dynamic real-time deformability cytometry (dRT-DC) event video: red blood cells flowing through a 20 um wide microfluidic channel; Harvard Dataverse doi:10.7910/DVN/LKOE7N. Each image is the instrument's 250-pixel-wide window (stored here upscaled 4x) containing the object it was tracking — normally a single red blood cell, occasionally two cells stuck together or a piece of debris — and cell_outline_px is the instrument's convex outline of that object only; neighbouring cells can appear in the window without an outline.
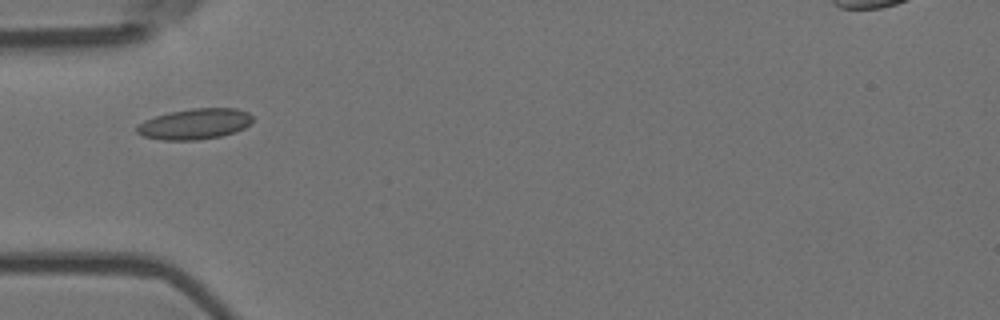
{"species": "Egyptian fruit bat (a non-hibernating species)", "species_latin": "Rousettus aegyptiacus", "temperature_condition": "room temperature", "stored_images_in_passage": 7, "camera_frame_rate_fps": 3000, "um_per_image_px": 0.085, "animal": {"sex": "female"}, "frame": {"image": 1, "passage_image": 4, "time_ms": 1.0, "image_size_px": [1000, 320], "cell_outline_px": [[252, 120], [244, 128], [236, 132], [220, 136], [196, 140], [160, 140], [144, 136], [136, 132], [136, 128], [144, 120], [168, 112], [192, 108], [236, 108], [248, 112], [252, 116]], "centroid_in_image_um": [16.55, 10.53], "position_along_channel_um": 68.4, "area_um2": 20.69}}
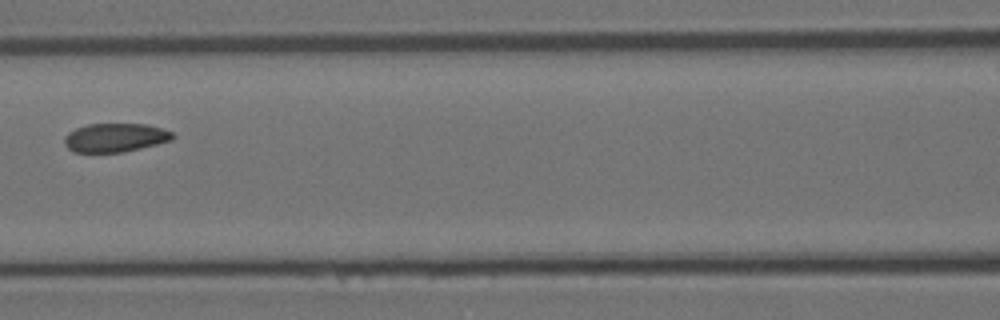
{"frame": {"image": 2, "passage_image": 6, "time_ms": 1.667, "image_size_px": [1000, 320], "cell_outline_px": [[176, 136], [172, 140], [140, 148], [120, 152], [76, 152], [68, 148], [64, 144], [64, 136], [68, 132], [76, 128], [88, 124], [148, 124], [172, 132]], "centroid_in_image_um": [9.78, 11.69], "position_along_channel_um": 156.8, "area_um2": 18.03}}
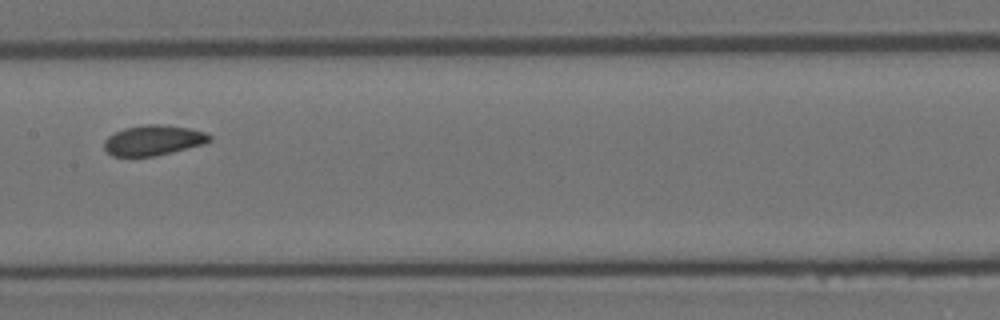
{"frame": {"image": 3, "passage_image": 7, "time_ms": 2.0, "image_size_px": [1000, 320], "cell_outline_px": [[212, 140], [204, 144], [156, 156], [112, 156], [104, 148], [104, 140], [108, 136], [124, 128], [144, 124], [164, 124], [188, 128], [208, 132], [212, 136]], "centroid_in_image_um": [13.06, 11.91], "position_along_channel_um": 194.3, "area_um2": 18.73}}